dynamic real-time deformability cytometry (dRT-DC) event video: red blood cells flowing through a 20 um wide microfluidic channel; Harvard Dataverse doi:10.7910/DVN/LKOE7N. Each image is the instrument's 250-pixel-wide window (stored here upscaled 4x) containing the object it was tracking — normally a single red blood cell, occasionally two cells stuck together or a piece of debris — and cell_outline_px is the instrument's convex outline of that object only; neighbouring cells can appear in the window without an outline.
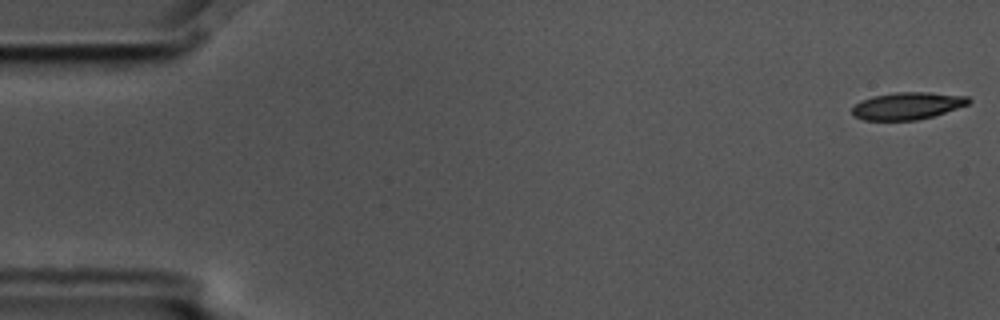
{"species": "common noctule bat (a hibernating species)", "species_latin": "Nyctalus noctula", "temperature_condition": "cold", "stored_images_in_passage": 17, "camera_frame_rate_fps": 3000, "um_per_image_px": 0.085, "animal": {"sex": "male", "body_mass_g": 17.5, "forearm_length_mm": 52.3}, "frame": {"image": 1, "passage_image": 1, "time_ms": 0.0, "image_size_px": [1000, 320], "cell_outline_px": [[972, 100], [968, 104], [932, 116], [916, 120], [864, 120], [856, 116], [852, 112], [852, 108], [856, 104], [872, 96], [896, 92], [928, 92], [968, 96]], "centroid_in_image_um": [77.15, 8.98], "position_along_channel_um": 7.9, "area_um2": 18.21}}
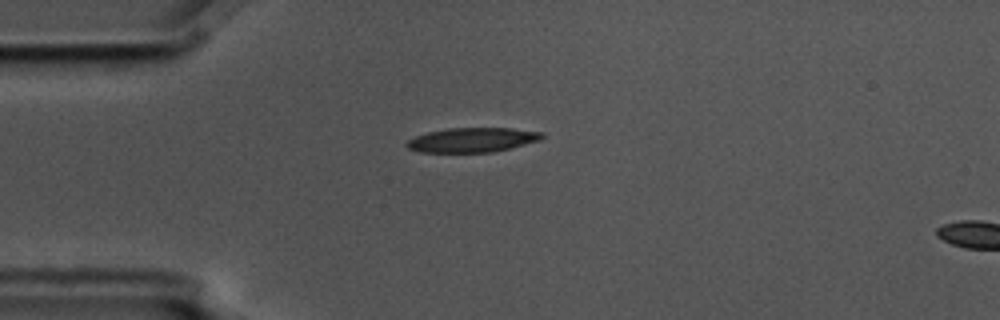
{"frame": {"image": 2, "passage_image": 14, "time_ms": 4.333, "image_size_px": [1000, 320], "cell_outline_px": [[544, 136], [540, 140], [492, 152], [420, 152], [408, 148], [404, 144], [408, 140], [416, 136], [428, 132], [448, 128], [512, 128], [544, 132]], "centroid_in_image_um": [40.14, 11.88], "position_along_channel_um": 44.9, "area_um2": 19.19}}